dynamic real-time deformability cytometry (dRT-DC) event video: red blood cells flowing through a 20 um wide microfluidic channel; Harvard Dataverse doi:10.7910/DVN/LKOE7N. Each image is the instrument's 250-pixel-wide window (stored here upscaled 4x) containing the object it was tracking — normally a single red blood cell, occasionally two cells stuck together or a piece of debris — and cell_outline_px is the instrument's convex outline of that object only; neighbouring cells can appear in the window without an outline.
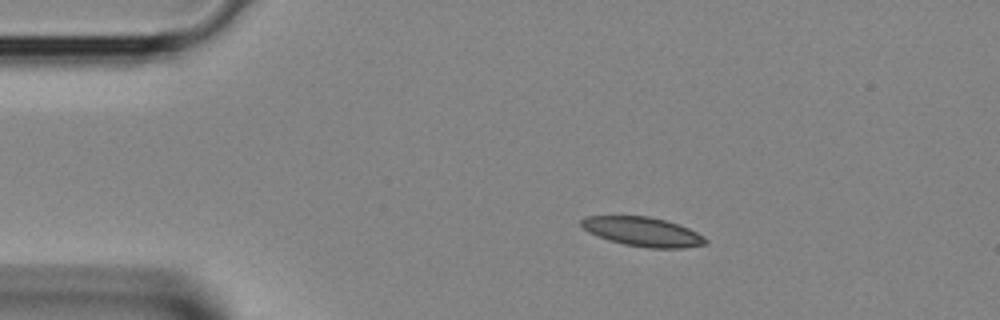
{"species": "Egyptian fruit bat (a non-hibernating species)", "species_latin": "Rousettus aegyptiacus", "temperature_condition": "room temperature", "stored_images_in_passage": 32, "camera_frame_rate_fps": 3000, "um_per_image_px": 0.085, "animal": {"sex": "female"}, "frame": {"image": 1, "passage_image": 1, "time_ms": 0.0, "image_size_px": [1000, 320], "cell_outline_px": [[708, 240], [704, 244], [680, 248], [648, 248], [624, 244], [608, 240], [588, 232], [580, 224], [580, 220], [588, 216], [648, 216], [668, 220], [688, 228], [704, 236]], "centroid_in_image_um": [54.62, 19.69], "position_along_channel_um": 30.4, "area_um2": 21.1}}
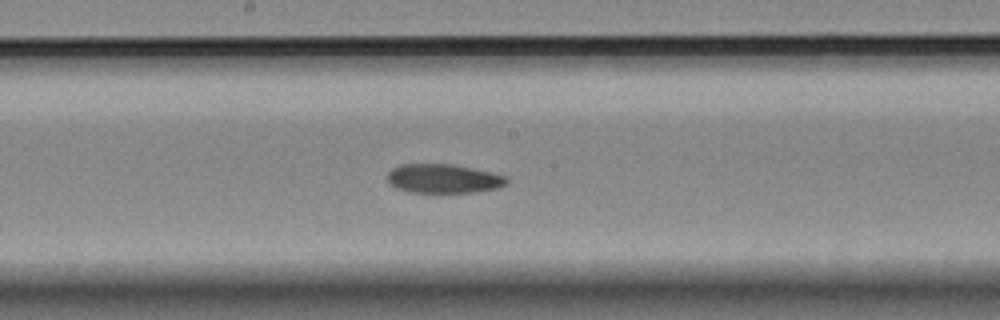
{"frame": {"image": 2, "passage_image": 14, "time_ms": 4.333, "image_size_px": [1000, 320], "cell_outline_px": [[508, 180], [500, 188], [472, 192], [408, 192], [396, 188], [388, 184], [388, 172], [392, 168], [400, 164], [452, 164], [488, 172], [504, 176]], "centroid_in_image_um": [37.62, 15.18], "position_along_channel_um": 210.6, "area_um2": 20.0}}
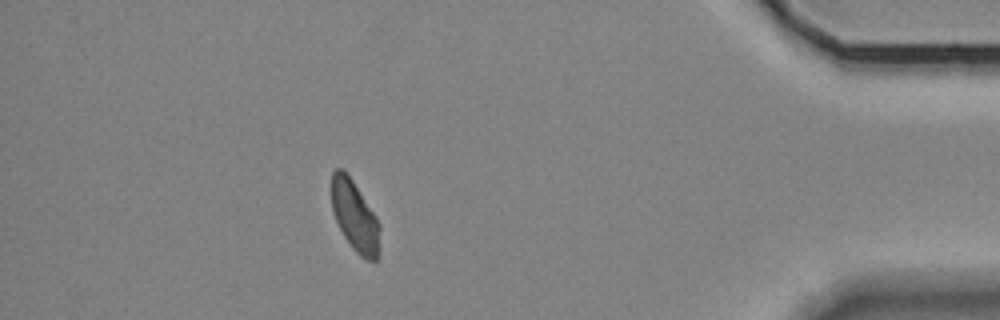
{"frame": {"image": 3, "passage_image": 28, "time_ms": 9.0, "image_size_px": [1000, 320], "cell_outline_px": [[380, 248], [376, 260], [368, 260], [360, 256], [352, 248], [344, 236], [332, 212], [332, 172], [336, 168], [344, 168], [376, 216], [380, 224]], "centroid_in_image_um": [30.17, 18.38], "position_along_channel_um": 405.0, "area_um2": 19.88}}